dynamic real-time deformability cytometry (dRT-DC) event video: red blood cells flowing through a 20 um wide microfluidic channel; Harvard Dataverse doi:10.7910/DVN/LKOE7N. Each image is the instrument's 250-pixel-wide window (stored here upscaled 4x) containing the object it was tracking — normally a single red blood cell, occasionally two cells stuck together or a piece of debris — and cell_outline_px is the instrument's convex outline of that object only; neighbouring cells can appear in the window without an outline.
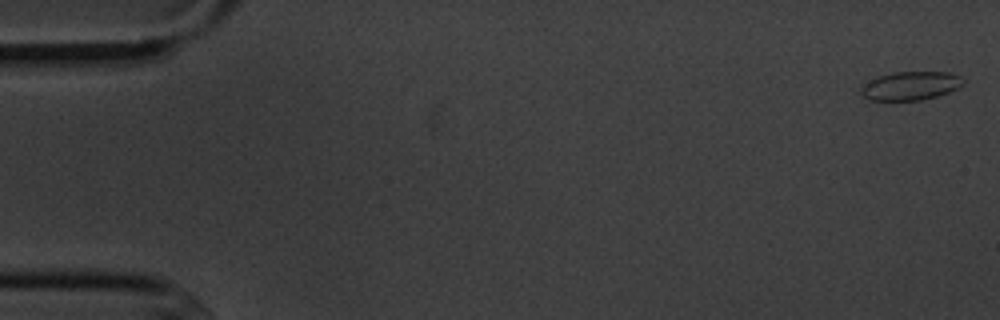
{"species": "common noctule bat (a hibernating species)", "species_latin": "Nyctalus noctula", "temperature_condition": "cold", "stored_images_in_passage": 8, "camera_frame_rate_fps": 3000, "um_per_image_px": 0.085, "animal": {"sex": "male", "body_mass_g": 20.1, "forearm_length_mm": 53.5}, "frame": {"image": 1, "passage_image": 1, "time_ms": 0.0, "image_size_px": [1000, 320], "cell_outline_px": [[964, 84], [948, 92], [936, 96], [920, 100], [868, 100], [860, 92], [860, 88], [876, 76], [892, 72], [948, 72], [960, 76], [964, 80]], "centroid_in_image_um": [77.38, 7.28], "position_along_channel_um": 7.6, "area_um2": 16.94}}
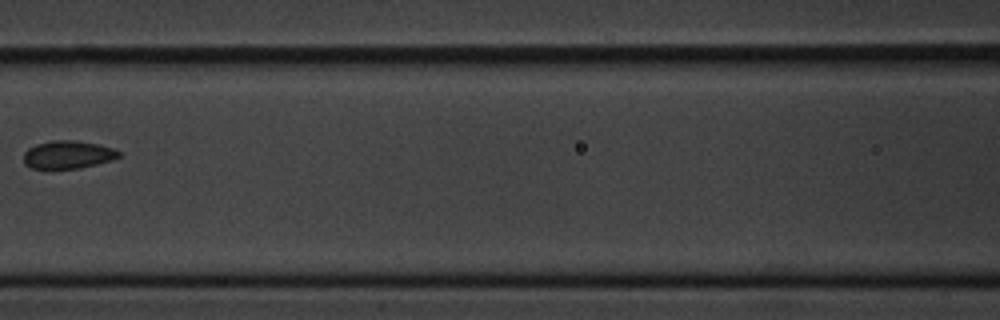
{"frame": {"image": 2, "passage_image": 7, "time_ms": 8.0, "image_size_px": [1000, 320], "cell_outline_px": [[120, 156], [112, 160], [80, 168], [32, 168], [24, 164], [24, 152], [28, 148], [36, 144], [52, 140], [76, 140], [100, 144], [112, 148], [120, 152]], "centroid_in_image_um": [5.77, 13.13], "position_along_channel_um": 160.8, "area_um2": 15.49}}
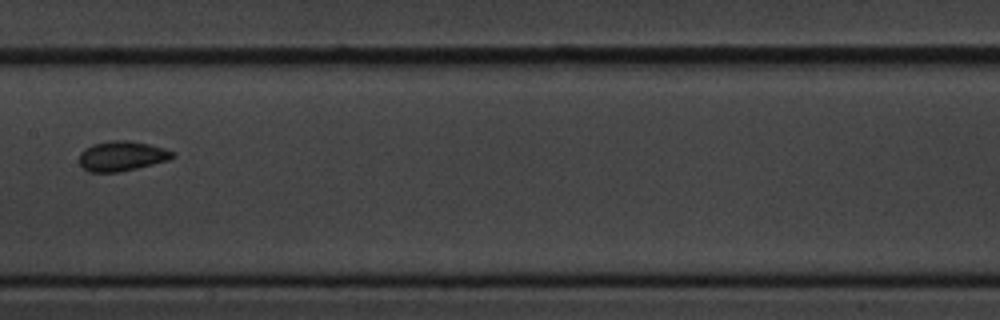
{"frame": {"image": 3, "passage_image": 8, "time_ms": 9.0, "image_size_px": [1000, 320], "cell_outline_px": [[176, 156], [168, 160], [120, 172], [88, 172], [80, 164], [80, 152], [84, 148], [92, 144], [108, 140], [128, 140], [148, 144], [164, 148], [176, 152]], "centroid_in_image_um": [10.35, 13.25], "position_along_channel_um": 197.0, "area_um2": 16.36}}